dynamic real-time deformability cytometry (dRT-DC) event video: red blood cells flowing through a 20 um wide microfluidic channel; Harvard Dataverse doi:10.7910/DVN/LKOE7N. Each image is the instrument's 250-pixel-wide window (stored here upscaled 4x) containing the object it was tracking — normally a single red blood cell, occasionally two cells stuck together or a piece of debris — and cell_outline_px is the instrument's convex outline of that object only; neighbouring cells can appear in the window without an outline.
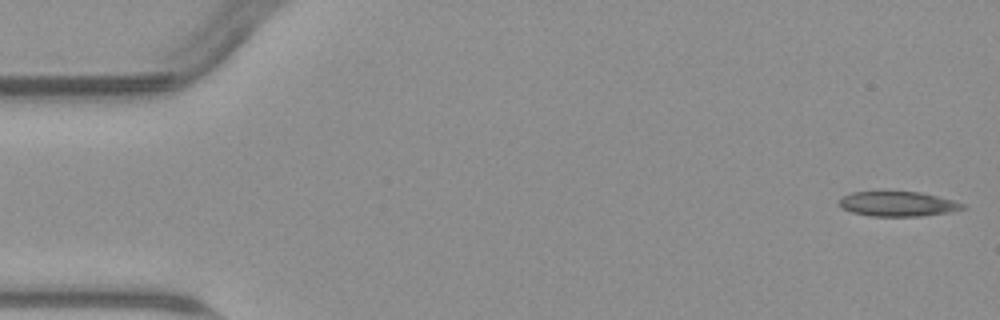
{"species": "common noctule bat (a hibernating species)", "species_latin": "Nyctalus noctula", "temperature_condition": "warm", "stored_images_in_passage": 54, "camera_frame_rate_fps": 3000, "um_per_image_px": 0.085, "animal": {"sex": "male", "body_mass_g": 23.1, "forearm_length_mm": 52.7}, "frame": {"image": 1, "passage_image": 1, "time_ms": 0.0, "image_size_px": [1000, 320], "cell_outline_px": [[964, 208], [948, 212], [920, 216], [872, 216], [852, 212], [840, 208], [836, 200], [852, 192], [880, 188], [920, 192], [952, 200], [964, 204]], "centroid_in_image_um": [76.18, 17.27], "position_along_channel_um": 8.8, "area_um2": 18.67}}
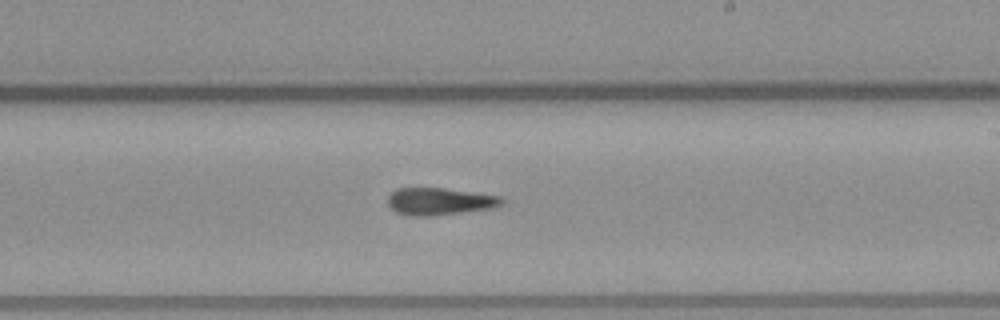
{"frame": {"image": 2, "passage_image": 31, "time_ms": 10.0, "image_size_px": [1000, 320], "cell_outline_px": [[504, 200], [500, 204], [492, 208], [432, 216], [412, 216], [396, 212], [388, 204], [388, 196], [396, 188], [444, 188], [504, 196]], "centroid_in_image_um": [37.37, 17.11], "position_along_channel_um": 251.6, "area_um2": 18.09}}
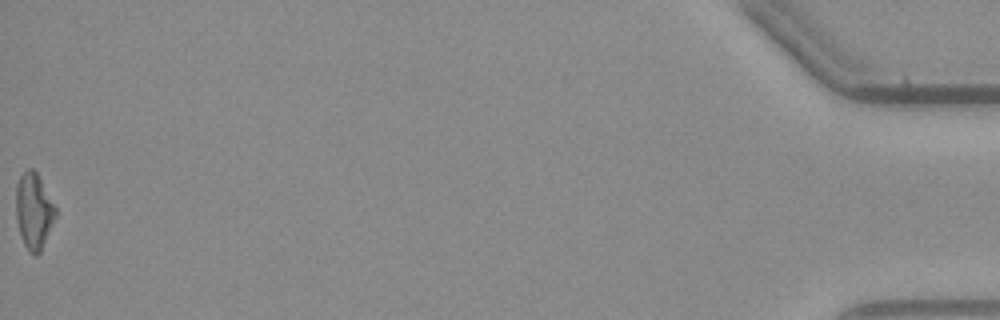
{"frame": {"image": 3, "passage_image": 54, "time_ms": 17.667, "image_size_px": [1000, 320], "cell_outline_px": [[56, 216], [40, 252], [36, 256], [32, 256], [28, 252], [20, 236], [16, 216], [16, 184], [20, 176], [28, 168], [32, 168], [36, 172], [56, 204]], "centroid_in_image_um": [2.88, 17.94], "position_along_channel_um": 432.3, "area_um2": 17.69}, "authors_computed_cell_mechanics": {"area_um2": 18.3226, "velocity_mm_per_s": 3.8036, "shape_relaxation_time_tau1_ms": null, "shape_relaxation_time_tau2_ms": 9.8985, "deformation_change_tau1": null, "deformation_change_tau2": 0.2226}}